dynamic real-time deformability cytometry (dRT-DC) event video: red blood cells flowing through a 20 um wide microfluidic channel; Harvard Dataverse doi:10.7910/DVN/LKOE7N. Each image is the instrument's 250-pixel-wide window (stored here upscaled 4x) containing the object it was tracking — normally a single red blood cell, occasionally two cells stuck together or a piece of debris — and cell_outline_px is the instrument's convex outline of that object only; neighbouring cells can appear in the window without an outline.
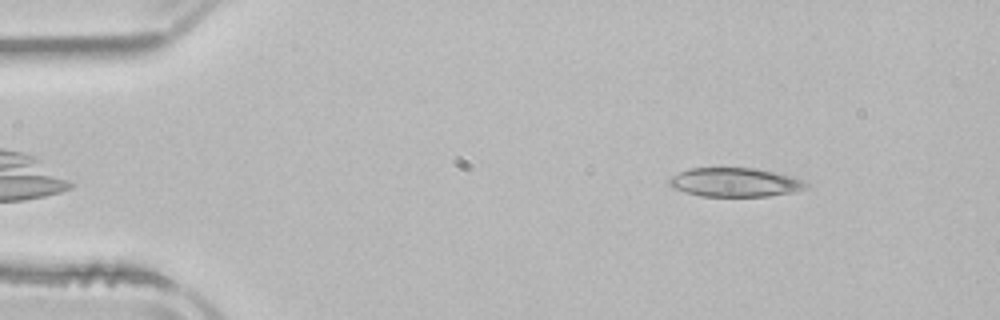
{"species": "common noctule bat (a hibernating species)", "species_latin": "Nyctalus noctula", "temperature_condition": "room temperature", "stored_images_in_passage": 4, "camera_frame_rate_fps": 3000, "um_per_image_px": 0.085, "animal": {"sex": "male", "body_mass_g": 21.5, "forearm_length_mm": 52.0}, "frame": {"image": 1, "passage_image": 4, "time_ms": 5.667, "image_size_px": [1000, 320], "cell_outline_px": [[812, 188], [796, 192], [768, 196], [700, 196], [684, 192], [672, 188], [668, 184], [668, 180], [672, 176], [688, 168], [752, 168], [776, 172], [804, 180], [812, 184]], "centroid_in_image_um": [62.54, 15.5], "position_along_channel_um": 22.5, "area_um2": 23.47}}